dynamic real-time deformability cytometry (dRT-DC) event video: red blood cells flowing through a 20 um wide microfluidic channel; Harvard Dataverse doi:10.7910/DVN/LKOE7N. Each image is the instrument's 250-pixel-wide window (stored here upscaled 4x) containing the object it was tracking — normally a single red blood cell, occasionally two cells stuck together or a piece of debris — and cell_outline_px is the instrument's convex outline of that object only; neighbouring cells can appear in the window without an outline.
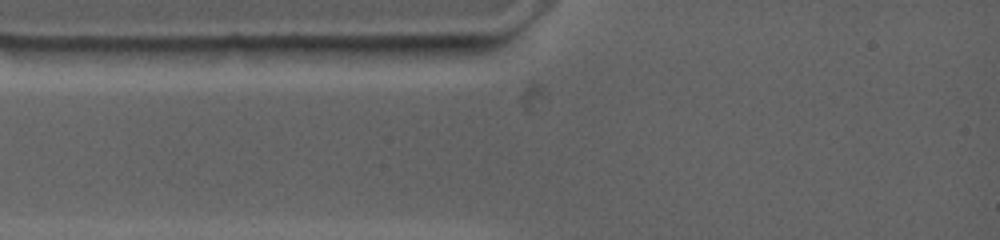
{"species": "common noctule bat (a hibernating species)", "species_latin": "Nyctalus noctula", "temperature_condition": "warm", "stored_images_in_passage": 4, "camera_frame_rate_fps": 4500, "um_per_image_px": 0.085, "animal": {"sex": "female", "body_mass_g": 19.0, "forearm_length_mm": 53.3}, "frame": {"image": 1, "passage_image": 1, "time_ms": 0.0, "image_size_px": [1000, 240], "cell_outline_px": [[480, 52], [400, 60], [332, 56], [312, 48], [432, 44], [476, 44]], "centroid_in_image_um": [34.06, 4.35], "position_along_channel_um": 50.9, "area_um2": 13.12}}